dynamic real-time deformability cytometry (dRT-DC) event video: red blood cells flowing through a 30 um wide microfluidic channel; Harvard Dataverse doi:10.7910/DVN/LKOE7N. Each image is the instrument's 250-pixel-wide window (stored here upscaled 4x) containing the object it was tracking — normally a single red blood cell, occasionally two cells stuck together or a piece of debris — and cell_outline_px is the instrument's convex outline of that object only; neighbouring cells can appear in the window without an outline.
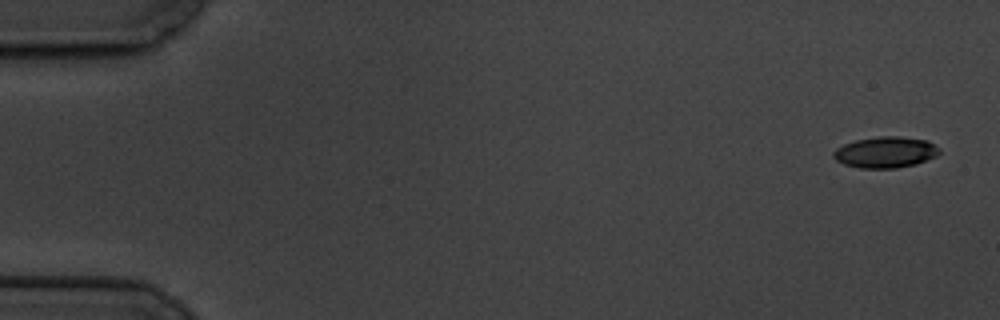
{"species": "common noctule bat (a hibernating species)", "species_latin": "Nyctalus noctula", "temperature_condition": "cold", "stored_images_in_passage": 5, "camera_frame_rate_fps": 3000, "um_per_image_px": 0.085, "animal": {"sex": "male", "body_mass_g": 19.5, "forearm_length_mm": 54.6}, "frame": {"image": 1, "passage_image": 1, "time_ms": 0.0, "image_size_px": [1000, 320], "cell_outline_px": [[940, 152], [936, 156], [916, 164], [896, 168], [860, 168], [844, 164], [836, 160], [832, 156], [832, 152], [836, 148], [844, 144], [856, 140], [880, 136], [900, 136], [928, 140], [940, 148]], "centroid_in_image_um": [75.27, 12.93], "position_along_channel_um": 9.7, "area_um2": 19.31}}
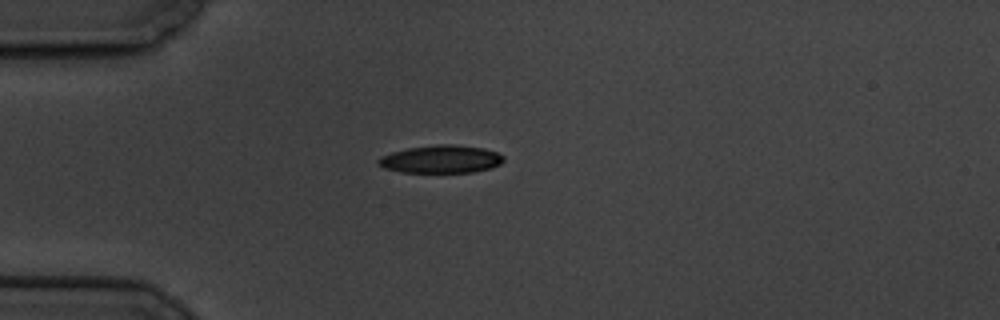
{"frame": {"image": 2, "passage_image": 5, "time_ms": 4.667, "image_size_px": [1000, 320], "cell_outline_px": [[504, 160], [500, 164], [492, 168], [472, 172], [400, 172], [384, 168], [376, 160], [380, 156], [392, 152], [408, 148], [436, 144], [456, 144], [484, 148], [496, 152], [504, 156]], "centroid_in_image_um": [37.5, 13.52], "position_along_channel_um": 47.5, "area_um2": 20.4}}